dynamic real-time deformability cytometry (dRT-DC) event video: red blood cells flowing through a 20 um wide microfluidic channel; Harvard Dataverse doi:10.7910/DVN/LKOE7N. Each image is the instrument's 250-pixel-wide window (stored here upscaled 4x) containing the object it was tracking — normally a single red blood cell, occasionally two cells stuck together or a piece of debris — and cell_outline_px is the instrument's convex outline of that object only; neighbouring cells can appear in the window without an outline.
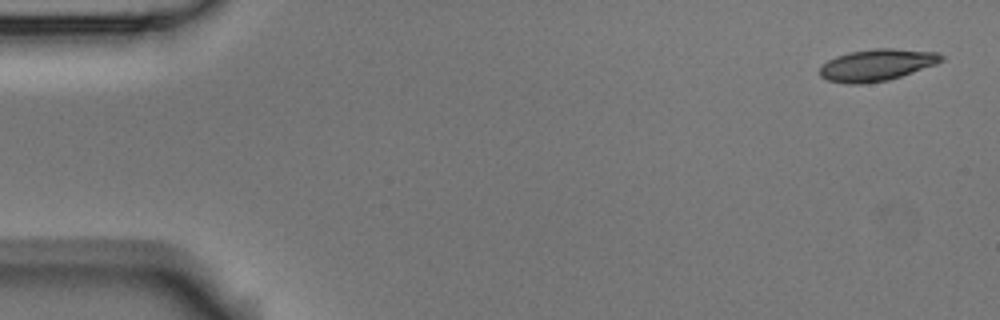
{"species": "Egyptian fruit bat (a non-hibernating species)", "species_latin": "Rousettus aegyptiacus", "temperature_condition": "room temperature", "stored_images_in_passage": 5, "camera_frame_rate_fps": 3000, "um_per_image_px": 0.085, "animal": {"sex": "male"}, "frame": {"image": 1, "passage_image": 1, "time_ms": 0.0, "image_size_px": [1000, 320], "cell_outline_px": [[944, 60], [936, 64], [888, 80], [860, 84], [848, 84], [828, 80], [820, 76], [820, 68], [828, 60], [836, 56], [848, 52], [876, 48], [892, 48], [940, 52], [944, 56]], "centroid_in_image_um": [74.55, 5.51], "position_along_channel_um": 10.4, "area_um2": 22.48}}
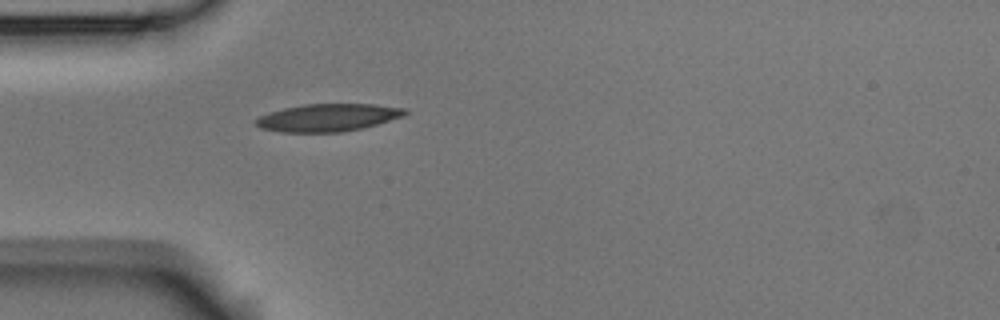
{"frame": {"image": 2, "passage_image": 5, "time_ms": 4.667, "image_size_px": [1000, 320], "cell_outline_px": [[408, 112], [400, 116], [364, 128], [340, 132], [280, 132], [260, 128], [256, 124], [256, 120], [260, 116], [268, 112], [284, 108], [304, 104], [376, 104], [404, 108]], "centroid_in_image_um": [27.83, 9.99], "position_along_channel_um": 57.2, "area_um2": 23.76}}